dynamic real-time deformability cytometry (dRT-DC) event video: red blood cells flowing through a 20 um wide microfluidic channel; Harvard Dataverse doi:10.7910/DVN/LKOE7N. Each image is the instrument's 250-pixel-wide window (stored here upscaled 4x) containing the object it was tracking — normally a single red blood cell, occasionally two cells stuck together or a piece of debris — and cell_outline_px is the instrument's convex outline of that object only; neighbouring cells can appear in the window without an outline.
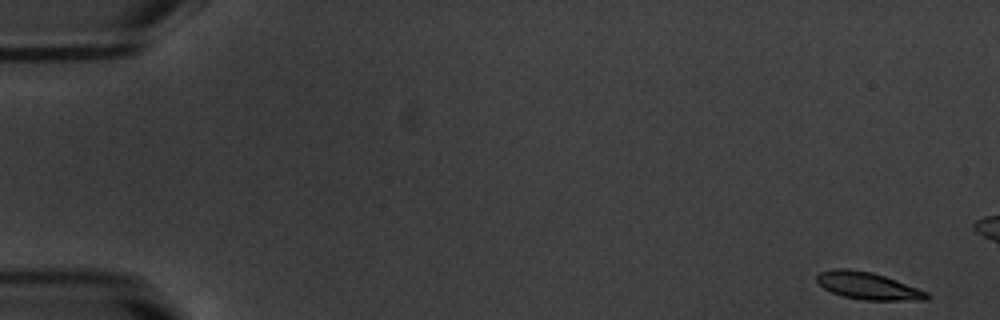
{"species": "common noctule bat (a hibernating species)", "species_latin": "Nyctalus noctula", "temperature_condition": "warm", "stored_images_in_passage": 15, "camera_frame_rate_fps": 3000, "um_per_image_px": 0.085, "animal": {"sex": "male", "body_mass_g": 20.1, "forearm_length_mm": 53.5}, "frame": {"image": 1, "passage_image": 1, "time_ms": 0.0, "image_size_px": [1000, 320], "cell_outline_px": [[932, 296], [928, 300], [864, 300], [844, 296], [832, 292], [824, 288], [816, 280], [816, 276], [820, 272], [836, 268], [848, 268], [872, 272], [896, 280], [928, 292]], "centroid_in_image_um": [73.8, 24.29], "position_along_channel_um": 11.2, "area_um2": 17.4}}